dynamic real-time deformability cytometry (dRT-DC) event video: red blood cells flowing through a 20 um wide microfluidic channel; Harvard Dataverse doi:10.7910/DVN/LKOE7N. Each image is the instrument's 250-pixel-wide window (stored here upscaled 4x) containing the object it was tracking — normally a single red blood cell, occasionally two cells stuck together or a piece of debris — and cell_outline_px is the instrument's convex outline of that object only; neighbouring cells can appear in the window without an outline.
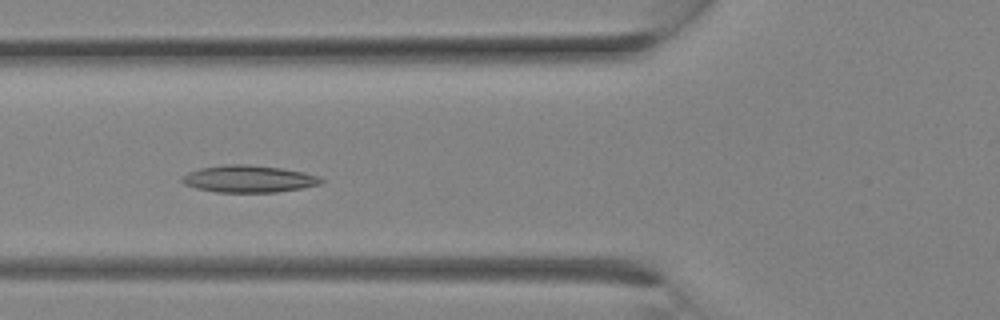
{"species": "Egyptian fruit bat (a non-hibernating species)", "species_latin": "Rousettus aegyptiacus", "temperature_condition": "room temperature", "stored_images_in_passage": 20, "camera_frame_rate_fps": 3000, "um_per_image_px": 0.085, "animal": {"sex": "female"}, "frame": {"image": 1, "passage_image": 10, "time_ms": 3.0, "image_size_px": [1000, 320], "cell_outline_px": [[324, 180], [320, 184], [304, 188], [276, 192], [216, 192], [196, 188], [184, 184], [180, 180], [180, 176], [188, 172], [200, 168], [224, 164], [248, 164], [280, 168], [304, 172], [320, 176]], "centroid_in_image_um": [21.13, 15.2], "position_along_channel_um": 104.7, "area_um2": 22.14}}
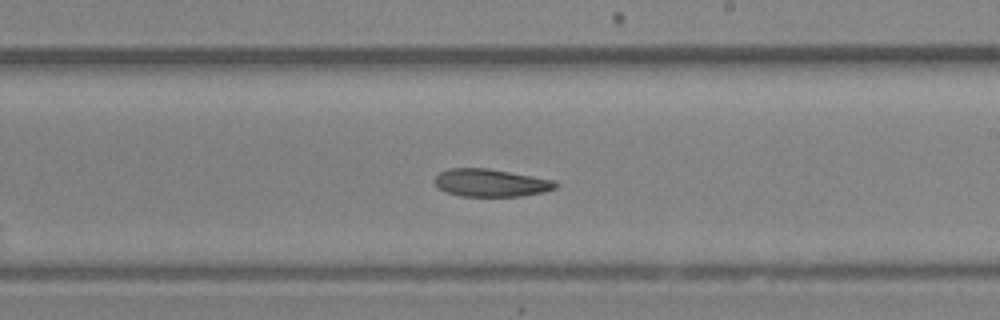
{"frame": {"image": 2, "passage_image": 16, "time_ms": 5.0, "image_size_px": [1000, 320], "cell_outline_px": [[560, 184], [556, 188], [544, 192], [520, 196], [460, 196], [448, 192], [440, 188], [432, 180], [440, 172], [448, 168], [488, 168], [556, 180]], "centroid_in_image_um": [41.75, 15.53], "position_along_channel_um": 247.2, "area_um2": 19.59}}
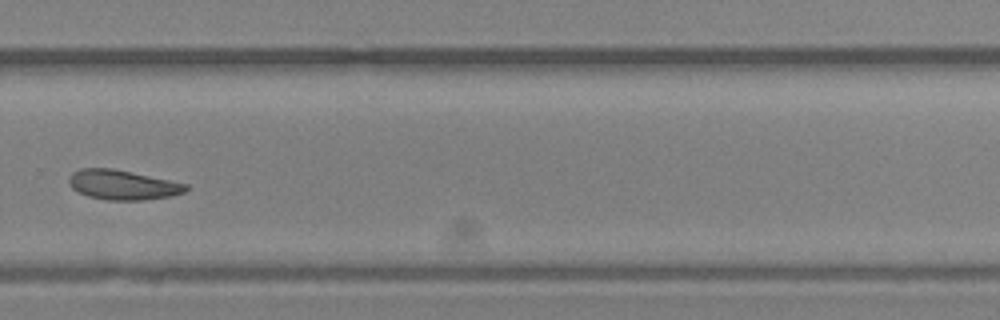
{"frame": {"image": 3, "passage_image": 19, "time_ms": 6.0, "image_size_px": [1000, 320], "cell_outline_px": [[188, 188], [184, 192], [168, 196], [144, 200], [108, 200], [88, 196], [72, 188], [68, 184], [68, 176], [72, 172], [80, 168], [112, 168], [132, 172], [188, 184]], "centroid_in_image_um": [10.38, 15.7], "position_along_channel_um": 319.4, "area_um2": 20.17}}